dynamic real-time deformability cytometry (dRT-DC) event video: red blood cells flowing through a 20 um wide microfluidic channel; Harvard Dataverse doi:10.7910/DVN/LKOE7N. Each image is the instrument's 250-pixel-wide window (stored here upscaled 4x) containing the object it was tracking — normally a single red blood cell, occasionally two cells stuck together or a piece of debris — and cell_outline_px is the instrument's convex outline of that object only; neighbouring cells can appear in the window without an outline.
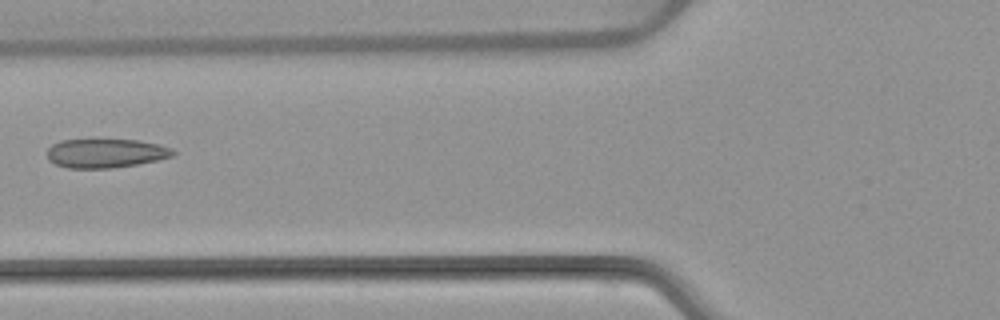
{"species": "common noctule bat (a hibernating species)", "species_latin": "Nyctalus noctula", "temperature_condition": "warm", "stored_images_in_passage": 6, "camera_frame_rate_fps": 3000, "um_per_image_px": 0.085, "animal": {"sex": "female", "body_mass_g": 22.7, "forearm_length_mm": 54.2}, "frame": {"image": 1, "passage_image": 6, "time_ms": 6.333, "image_size_px": [1000, 320], "cell_outline_px": [[176, 156], [136, 164], [112, 168], [68, 168], [56, 164], [48, 160], [48, 148], [52, 144], [60, 140], [140, 140], [160, 144], [172, 148], [176, 152]], "centroid_in_image_um": [9.02, 13.02], "position_along_channel_um": 116.8, "area_um2": 21.33}}